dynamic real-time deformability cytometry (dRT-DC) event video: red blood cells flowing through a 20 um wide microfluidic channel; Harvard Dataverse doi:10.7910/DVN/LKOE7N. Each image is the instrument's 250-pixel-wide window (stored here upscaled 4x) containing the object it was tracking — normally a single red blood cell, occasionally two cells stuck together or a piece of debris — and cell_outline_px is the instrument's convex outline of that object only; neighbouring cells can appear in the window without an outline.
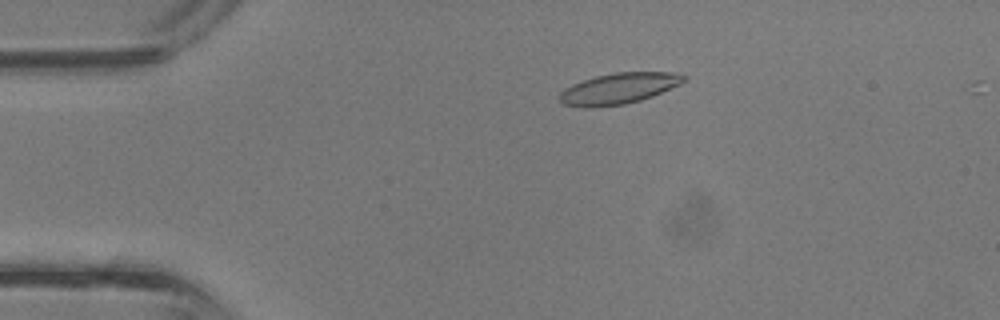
{"species": "common noctule bat (a hibernating species)", "species_latin": "Nyctalus noctula", "temperature_condition": "room temperature", "stored_images_in_passage": 5, "camera_frame_rate_fps": 3000, "um_per_image_px": 0.085, "animal": {"sex": "male", "body_mass_g": 13.3}, "frame": {"image": 1, "passage_image": 4, "time_ms": 1.0, "image_size_px": [1000, 320], "cell_outline_px": [[688, 76], [680, 84], [652, 96], [640, 100], [624, 104], [592, 108], [584, 108], [564, 104], [560, 100], [560, 92], [564, 88], [572, 84], [596, 76], [616, 72], [672, 72]], "centroid_in_image_um": [52.58, 7.52], "position_along_channel_um": 32.4, "area_um2": 22.31}}